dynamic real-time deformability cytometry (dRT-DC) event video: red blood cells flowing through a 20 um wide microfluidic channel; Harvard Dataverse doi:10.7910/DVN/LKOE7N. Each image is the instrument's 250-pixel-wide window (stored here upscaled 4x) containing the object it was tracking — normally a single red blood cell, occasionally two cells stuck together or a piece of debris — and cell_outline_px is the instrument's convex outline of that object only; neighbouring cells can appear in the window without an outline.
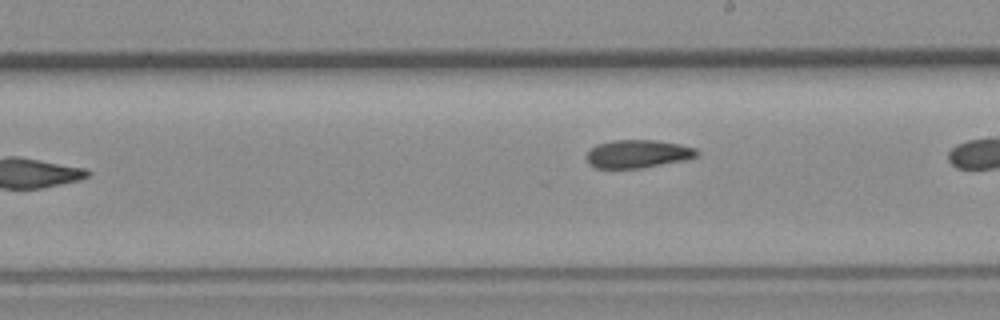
{"species": "common noctule bat (a hibernating species)", "species_latin": "Nyctalus noctula", "temperature_condition": "room temperature", "stored_images_in_passage": 7, "camera_frame_rate_fps": 3000, "um_per_image_px": 0.085, "animal": {"sex": "female", "body_mass_g": 19.3, "forearm_length_mm": 54.1}, "frame": {"image": 1, "passage_image": 7, "time_ms": 9.667, "image_size_px": [1000, 320], "cell_outline_px": [[700, 152], [696, 156], [684, 160], [640, 168], [596, 168], [588, 164], [584, 156], [596, 144], [612, 140], [656, 140], [680, 144], [696, 148]], "centroid_in_image_um": [54.18, 13.07], "position_along_channel_um": 234.8, "area_um2": 18.15}}